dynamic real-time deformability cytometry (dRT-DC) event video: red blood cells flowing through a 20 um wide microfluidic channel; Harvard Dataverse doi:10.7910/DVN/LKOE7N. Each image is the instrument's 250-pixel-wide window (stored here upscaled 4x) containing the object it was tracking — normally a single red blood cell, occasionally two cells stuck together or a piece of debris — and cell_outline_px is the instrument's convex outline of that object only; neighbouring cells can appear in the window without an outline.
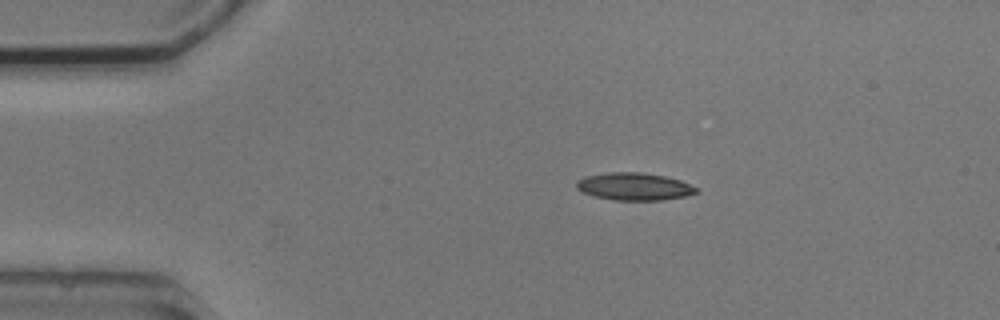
{"species": "common noctule bat (a hibernating species)", "species_latin": "Nyctalus noctula", "temperature_condition": "cold", "stored_images_in_passage": 2, "camera_frame_rate_fps": 3000, "um_per_image_px": 0.085, "animal": {"sex": "male", "body_mass_g": 20.5, "forearm_length_mm": 52.5}, "frame": {"image": 1, "passage_image": 1, "time_ms": 0.0, "image_size_px": [1000, 320], "cell_outline_px": [[700, 192], [684, 196], [660, 200], [612, 200], [596, 196], [584, 192], [576, 188], [576, 180], [584, 176], [608, 172], [640, 172], [664, 176], [680, 180], [696, 188]], "centroid_in_image_um": [53.87, 15.84], "position_along_channel_um": 31.1, "area_um2": 19.07}}